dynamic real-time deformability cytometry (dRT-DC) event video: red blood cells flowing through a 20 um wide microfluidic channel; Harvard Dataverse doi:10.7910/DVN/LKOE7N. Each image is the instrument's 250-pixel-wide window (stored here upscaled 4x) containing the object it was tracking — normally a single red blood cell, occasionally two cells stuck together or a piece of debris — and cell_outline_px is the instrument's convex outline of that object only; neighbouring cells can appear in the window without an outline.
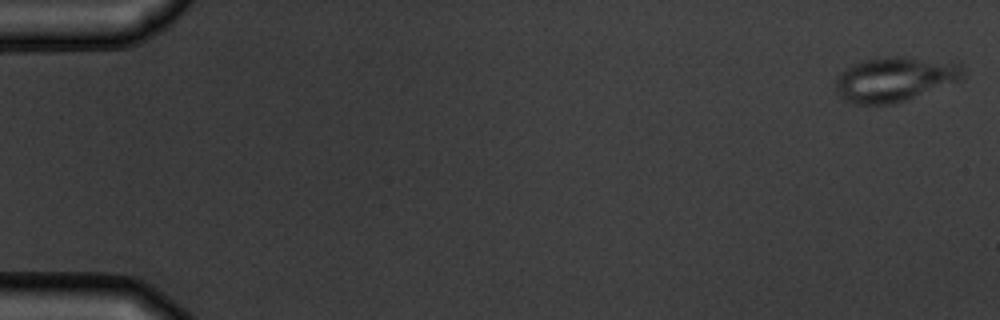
{"species": "common noctule bat (a hibernating species)", "species_latin": "Nyctalus noctula", "temperature_condition": "warm", "stored_images_in_passage": 5, "camera_frame_rate_fps": 3000, "um_per_image_px": 0.085, "animal": {"sex": "male", "body_mass_g": 19.5, "forearm_length_mm": 54.6}, "frame": {"image": 1, "passage_image": 1, "time_ms": 0.0, "image_size_px": [1000, 320], "cell_outline_px": [[964, 76], [960, 80], [904, 100], [892, 104], [852, 104], [844, 100], [836, 92], [836, 76], [844, 68], [852, 64], [864, 60], [892, 56], [904, 56], [960, 64], [964, 68]], "centroid_in_image_um": [75.99, 6.73], "position_along_channel_um": 9.0, "area_um2": 32.89}}